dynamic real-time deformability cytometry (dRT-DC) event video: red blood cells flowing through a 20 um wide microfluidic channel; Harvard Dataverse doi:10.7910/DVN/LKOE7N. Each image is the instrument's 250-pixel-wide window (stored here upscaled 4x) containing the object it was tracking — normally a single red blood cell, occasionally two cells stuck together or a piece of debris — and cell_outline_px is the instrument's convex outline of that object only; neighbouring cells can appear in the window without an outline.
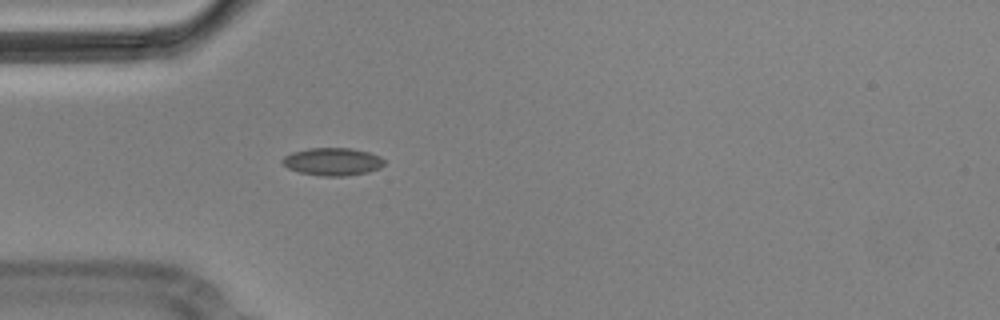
{"species": "Egyptian fruit bat (a non-hibernating species)", "species_latin": "Rousettus aegyptiacus", "temperature_condition": "cold", "stored_images_in_passage": 4, "camera_frame_rate_fps": 3000, "um_per_image_px": 0.085, "animal": {"sex": "male"}, "frame": {"image": 1, "passage_image": 4, "time_ms": 1.0, "image_size_px": [1000, 320], "cell_outline_px": [[384, 164], [380, 168], [368, 172], [344, 176], [324, 176], [300, 172], [288, 168], [280, 160], [284, 156], [292, 152], [308, 148], [352, 148], [368, 152], [380, 156], [384, 160]], "centroid_in_image_um": [28.27, 13.73], "position_along_channel_um": 56.7, "area_um2": 16.42}}